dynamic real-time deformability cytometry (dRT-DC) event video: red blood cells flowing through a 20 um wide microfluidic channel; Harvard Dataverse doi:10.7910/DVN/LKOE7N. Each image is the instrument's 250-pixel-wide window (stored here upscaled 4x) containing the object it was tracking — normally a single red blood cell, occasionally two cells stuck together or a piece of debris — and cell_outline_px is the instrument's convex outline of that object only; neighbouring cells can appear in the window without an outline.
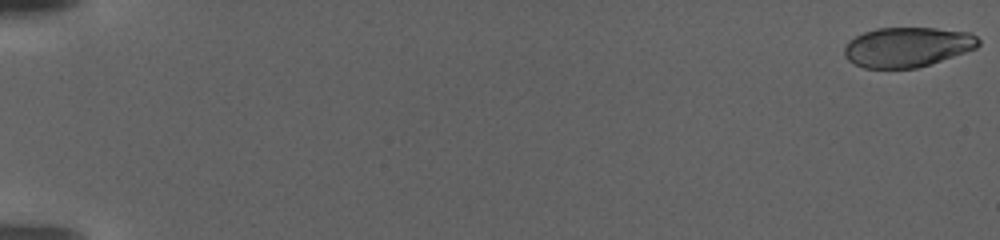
{"species": "human", "species_latin": "Homo sapiens", "temperature_condition": "warm", "stored_images_in_passage": 111, "camera_frame_rate_fps": 3000, "um_per_image_px": 0.085, "donor": {"sex": "female"}, "frame": {"image": 1, "passage_image": 1, "time_ms": 0.0, "image_size_px": [1000, 240], "cell_outline_px": [[980, 44], [976, 48], [916, 68], [864, 68], [848, 60], [844, 56], [844, 48], [848, 40], [864, 32], [876, 28], [936, 28], [968, 32], [976, 36], [980, 40]], "centroid_in_image_um": [77.09, 3.99], "position_along_channel_um": 7.9, "area_um2": 30.92}}
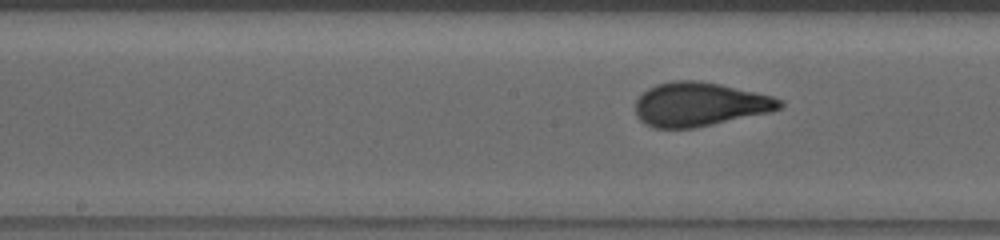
{"frame": {"image": 2, "passage_image": 60, "time_ms": 19.667, "image_size_px": [1000, 240], "cell_outline_px": [[784, 104], [780, 108], [772, 112], [692, 128], [656, 128], [640, 120], [636, 116], [636, 100], [648, 88], [656, 84], [672, 80], [696, 80], [720, 84], [772, 96], [780, 100]], "centroid_in_image_um": [59.46, 8.86], "position_along_channel_um": 188.7, "area_um2": 36.7}}
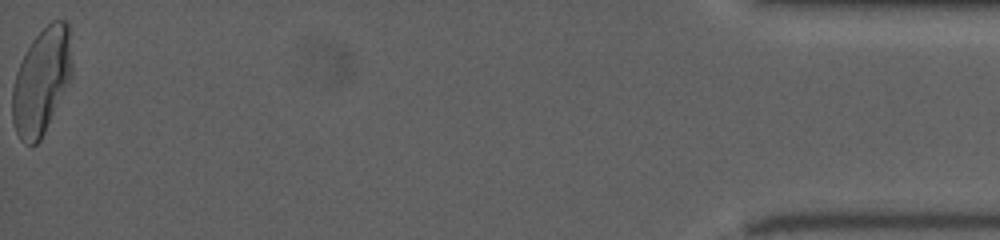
{"frame": {"image": 3, "passage_image": 111, "time_ms": 36.667, "image_size_px": [1000, 240], "cell_outline_px": [[72, 76], [40, 140], [36, 144], [24, 144], [20, 140], [16, 132], [12, 120], [12, 88], [16, 72], [32, 40], [52, 20], [64, 20], [68, 24], [72, 64]], "centroid_in_image_um": [3.52, 6.91], "position_along_channel_um": 431.7, "area_um2": 36.47}}